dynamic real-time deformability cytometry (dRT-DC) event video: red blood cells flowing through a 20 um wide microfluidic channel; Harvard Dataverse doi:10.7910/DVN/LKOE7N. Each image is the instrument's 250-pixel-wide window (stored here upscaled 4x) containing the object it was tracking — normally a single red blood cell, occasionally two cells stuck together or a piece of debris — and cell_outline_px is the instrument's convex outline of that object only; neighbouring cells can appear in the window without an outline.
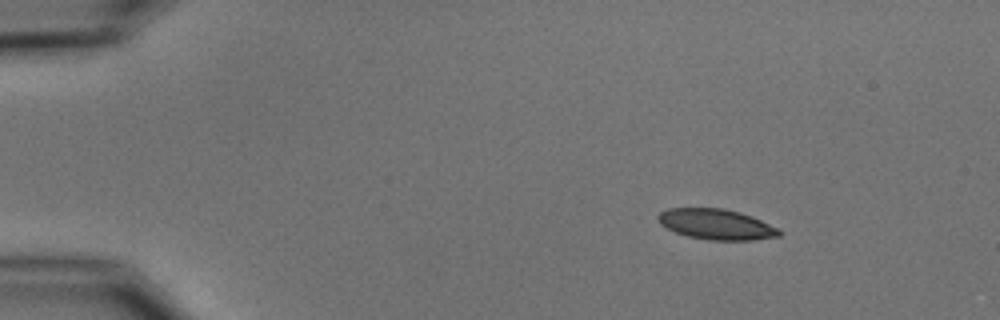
{"species": "common noctule bat (a hibernating species)", "species_latin": "Nyctalus noctula", "temperature_condition": "cold", "stored_images_in_passage": 4, "camera_frame_rate_fps": 3000, "um_per_image_px": 0.085, "animal": {"sex": "male", "body_mass_g": 15.6}, "frame": {"image": 1, "passage_image": 1, "time_ms": 0.0, "image_size_px": [1000, 320], "cell_outline_px": [[780, 236], [752, 240], [712, 240], [688, 236], [676, 232], [660, 224], [656, 216], [660, 212], [668, 208], [724, 208], [740, 212], [752, 216], [780, 228]], "centroid_in_image_um": [60.9, 19.05], "position_along_channel_um": 24.1, "area_um2": 21.56}}
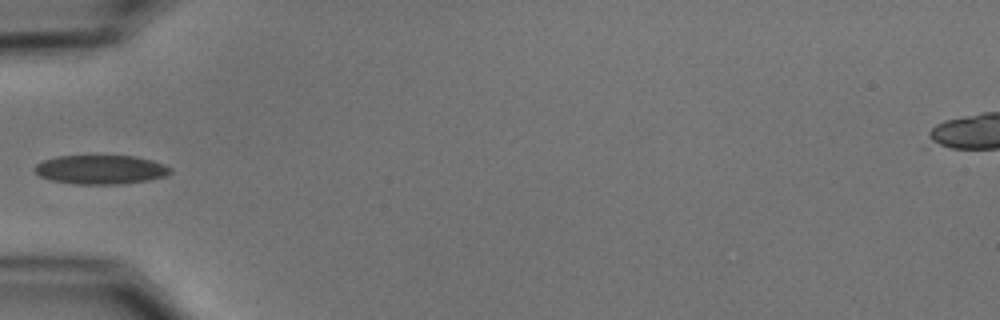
{"frame": {"image": 2, "passage_image": 4, "time_ms": 3.667, "image_size_px": [1000, 320], "cell_outline_px": [[172, 172], [164, 176], [148, 180], [120, 184], [72, 184], [52, 180], [40, 176], [32, 168], [36, 164], [44, 160], [56, 156], [132, 156], [152, 160], [164, 164], [172, 168]], "centroid_in_image_um": [8.55, 14.41], "position_along_channel_um": 76.5, "area_um2": 22.95}}